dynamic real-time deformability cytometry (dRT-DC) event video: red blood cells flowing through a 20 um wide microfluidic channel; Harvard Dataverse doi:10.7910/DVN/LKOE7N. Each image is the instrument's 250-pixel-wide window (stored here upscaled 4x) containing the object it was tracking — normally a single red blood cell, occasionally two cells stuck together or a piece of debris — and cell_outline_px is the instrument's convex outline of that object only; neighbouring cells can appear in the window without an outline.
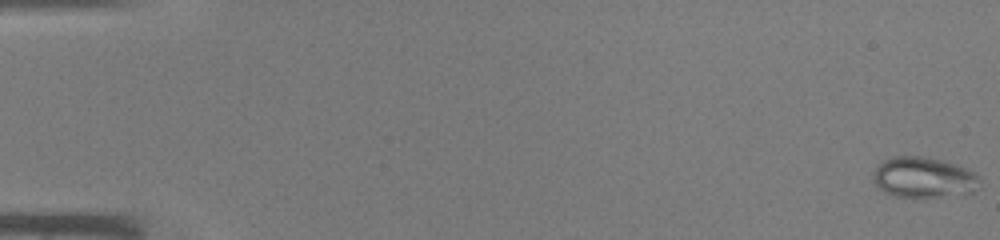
{"species": "common noctule bat (a hibernating species)", "species_latin": "Nyctalus noctula", "temperature_condition": "warm", "stored_images_in_passage": 46, "camera_frame_rate_fps": 3000, "um_per_image_px": 0.085, "animal": {"sex": "male", "body_mass_g": 19.0, "forearm_length_mm": 50.8}, "frame": {"image": 1, "passage_image": 1, "time_ms": 0.0, "image_size_px": [1000, 240], "cell_outline_px": [[980, 176], [972, 192], [964, 196], [896, 196], [884, 192], [876, 184], [872, 176], [872, 172], [884, 160], [892, 156], [920, 156], [940, 160], [956, 164], [976, 172]], "centroid_in_image_um": [78.52, 15.08], "position_along_channel_um": 6.5, "area_um2": 25.09}}
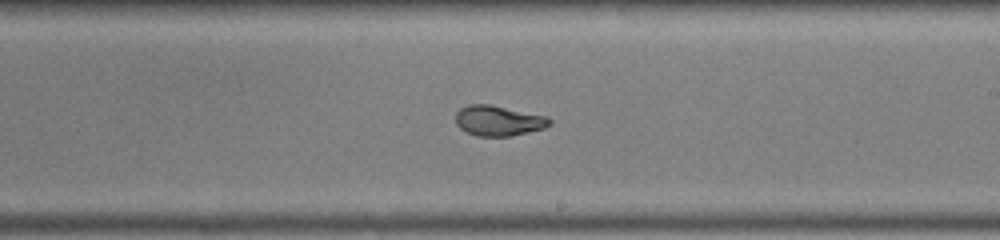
{"frame": {"image": 2, "passage_image": 28, "time_ms": 9.0, "image_size_px": [1000, 240], "cell_outline_px": [[552, 124], [544, 128], [512, 136], [476, 136], [460, 128], [456, 124], [456, 112], [460, 108], [468, 104], [488, 104], [548, 116], [552, 120]], "centroid_in_image_um": [42.38, 10.26], "position_along_channel_um": 246.6, "area_um2": 16.65}}
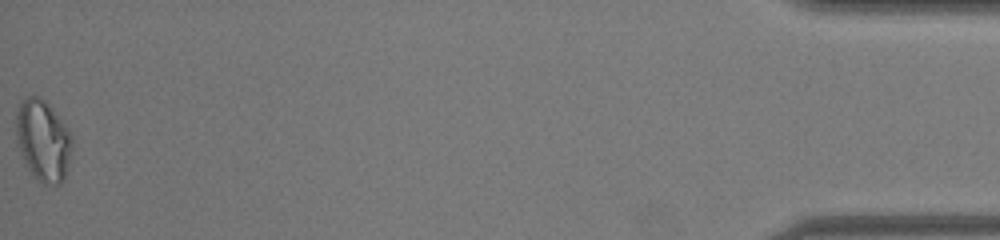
{"frame": {"image": 3, "passage_image": 46, "time_ms": 15.0, "image_size_px": [1000, 240], "cell_outline_px": [[72, 148], [64, 180], [60, 184], [44, 184], [28, 168], [20, 152], [16, 140], [16, 116], [20, 100], [28, 96], [40, 96], [48, 104], [64, 124], [72, 136]], "centroid_in_image_um": [3.65, 11.92], "position_along_channel_um": 431.5, "area_um2": 26.24}}